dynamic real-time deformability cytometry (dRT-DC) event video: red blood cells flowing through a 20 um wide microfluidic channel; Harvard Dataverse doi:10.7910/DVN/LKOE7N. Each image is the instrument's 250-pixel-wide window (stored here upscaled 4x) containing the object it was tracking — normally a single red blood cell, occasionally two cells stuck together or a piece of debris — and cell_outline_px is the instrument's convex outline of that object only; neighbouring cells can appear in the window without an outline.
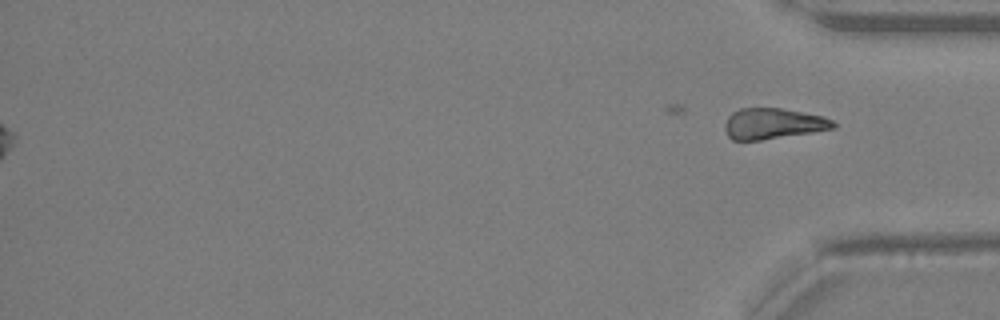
{"species": "Egyptian fruit bat (a non-hibernating species)", "species_latin": "Rousettus aegyptiacus", "temperature_condition": "warm", "stored_images_in_passage": 32, "segment_of_instrument_passage": [2, 2], "camera_frame_rate_fps": 3000, "um_per_image_px": 0.085, "animal": {"sex": "female"}, "frame": {"image": 1, "passage_image": 32, "time_ms": 10.333, "image_size_px": [1000, 320], "cell_outline_px": [[836, 128], [812, 132], [760, 140], [732, 140], [728, 136], [724, 128], [724, 124], [728, 116], [732, 112], [740, 108], [780, 108], [824, 116], [832, 120], [836, 124]], "centroid_in_image_um": [65.7, 10.5], "position_along_channel_um": 369.5, "area_um2": 19.48}}